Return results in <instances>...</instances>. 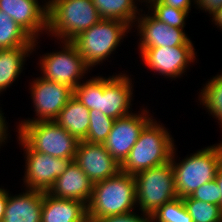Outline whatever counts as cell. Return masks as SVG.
<instances>
[{"label":"cell","instance_id":"obj_1","mask_svg":"<svg viewBox=\"0 0 222 222\" xmlns=\"http://www.w3.org/2000/svg\"><path fill=\"white\" fill-rule=\"evenodd\" d=\"M127 73H118L108 78L102 75L83 80L73 89V97L89 110L101 111L118 119L132 114L134 85Z\"/></svg>","mask_w":222,"mask_h":222},{"label":"cell","instance_id":"obj_2","mask_svg":"<svg viewBox=\"0 0 222 222\" xmlns=\"http://www.w3.org/2000/svg\"><path fill=\"white\" fill-rule=\"evenodd\" d=\"M176 150L175 146L171 163L178 197L190 196L201 185L215 180L222 163V141L186 155L182 160L176 157Z\"/></svg>","mask_w":222,"mask_h":222},{"label":"cell","instance_id":"obj_3","mask_svg":"<svg viewBox=\"0 0 222 222\" xmlns=\"http://www.w3.org/2000/svg\"><path fill=\"white\" fill-rule=\"evenodd\" d=\"M136 181L134 175L120 171L113 177L94 184L87 205L88 221L136 211Z\"/></svg>","mask_w":222,"mask_h":222},{"label":"cell","instance_id":"obj_4","mask_svg":"<svg viewBox=\"0 0 222 222\" xmlns=\"http://www.w3.org/2000/svg\"><path fill=\"white\" fill-rule=\"evenodd\" d=\"M175 146L168 128L154 118L141 131L128 157L121 164V171L135 175L164 164L171 160Z\"/></svg>","mask_w":222,"mask_h":222},{"label":"cell","instance_id":"obj_5","mask_svg":"<svg viewBox=\"0 0 222 222\" xmlns=\"http://www.w3.org/2000/svg\"><path fill=\"white\" fill-rule=\"evenodd\" d=\"M101 17L92 0H48L47 35L72 41Z\"/></svg>","mask_w":222,"mask_h":222},{"label":"cell","instance_id":"obj_6","mask_svg":"<svg viewBox=\"0 0 222 222\" xmlns=\"http://www.w3.org/2000/svg\"><path fill=\"white\" fill-rule=\"evenodd\" d=\"M130 32L131 28L124 22L101 19L71 42L77 47L85 64L92 70L96 65L108 60Z\"/></svg>","mask_w":222,"mask_h":222},{"label":"cell","instance_id":"obj_7","mask_svg":"<svg viewBox=\"0 0 222 222\" xmlns=\"http://www.w3.org/2000/svg\"><path fill=\"white\" fill-rule=\"evenodd\" d=\"M18 135L35 151L64 159H75L78 140L54 120L19 122Z\"/></svg>","mask_w":222,"mask_h":222},{"label":"cell","instance_id":"obj_8","mask_svg":"<svg viewBox=\"0 0 222 222\" xmlns=\"http://www.w3.org/2000/svg\"><path fill=\"white\" fill-rule=\"evenodd\" d=\"M134 177L136 205L141 212L151 216L162 205L178 197L171 160L140 171Z\"/></svg>","mask_w":222,"mask_h":222},{"label":"cell","instance_id":"obj_9","mask_svg":"<svg viewBox=\"0 0 222 222\" xmlns=\"http://www.w3.org/2000/svg\"><path fill=\"white\" fill-rule=\"evenodd\" d=\"M60 50L44 53L37 63L42 78L76 88L90 68L71 41H59Z\"/></svg>","mask_w":222,"mask_h":222},{"label":"cell","instance_id":"obj_10","mask_svg":"<svg viewBox=\"0 0 222 222\" xmlns=\"http://www.w3.org/2000/svg\"><path fill=\"white\" fill-rule=\"evenodd\" d=\"M18 144L23 147L25 171L23 184L26 189L48 192L56 179L63 174L74 159L53 157L33 150L19 135Z\"/></svg>","mask_w":222,"mask_h":222},{"label":"cell","instance_id":"obj_11","mask_svg":"<svg viewBox=\"0 0 222 222\" xmlns=\"http://www.w3.org/2000/svg\"><path fill=\"white\" fill-rule=\"evenodd\" d=\"M35 116L20 122L55 120L63 107L73 97V89L67 85L36 77L29 84Z\"/></svg>","mask_w":222,"mask_h":222},{"label":"cell","instance_id":"obj_12","mask_svg":"<svg viewBox=\"0 0 222 222\" xmlns=\"http://www.w3.org/2000/svg\"><path fill=\"white\" fill-rule=\"evenodd\" d=\"M195 50L194 46H161L145 48L139 55L149 70L164 76L163 78L176 80L183 77L187 69H190V64L195 62L197 56Z\"/></svg>","mask_w":222,"mask_h":222},{"label":"cell","instance_id":"obj_13","mask_svg":"<svg viewBox=\"0 0 222 222\" xmlns=\"http://www.w3.org/2000/svg\"><path fill=\"white\" fill-rule=\"evenodd\" d=\"M149 110L132 113L115 119L108 137L103 142L111 156L121 165L128 157L131 148L137 142L141 131L154 118Z\"/></svg>","mask_w":222,"mask_h":222},{"label":"cell","instance_id":"obj_14","mask_svg":"<svg viewBox=\"0 0 222 222\" xmlns=\"http://www.w3.org/2000/svg\"><path fill=\"white\" fill-rule=\"evenodd\" d=\"M135 29L139 36L138 49L141 53L145 48L194 46L185 29L174 28L157 20L149 11L143 9L136 18Z\"/></svg>","mask_w":222,"mask_h":222},{"label":"cell","instance_id":"obj_15","mask_svg":"<svg viewBox=\"0 0 222 222\" xmlns=\"http://www.w3.org/2000/svg\"><path fill=\"white\" fill-rule=\"evenodd\" d=\"M74 162L94 184L121 171V165L111 156L103 143L79 141Z\"/></svg>","mask_w":222,"mask_h":222},{"label":"cell","instance_id":"obj_16","mask_svg":"<svg viewBox=\"0 0 222 222\" xmlns=\"http://www.w3.org/2000/svg\"><path fill=\"white\" fill-rule=\"evenodd\" d=\"M43 1L41 4L39 0H0V11L36 40L40 39V35L47 34L48 1Z\"/></svg>","mask_w":222,"mask_h":222},{"label":"cell","instance_id":"obj_17","mask_svg":"<svg viewBox=\"0 0 222 222\" xmlns=\"http://www.w3.org/2000/svg\"><path fill=\"white\" fill-rule=\"evenodd\" d=\"M94 183L86 173L72 161L61 174L48 193L57 198L79 200L88 205Z\"/></svg>","mask_w":222,"mask_h":222},{"label":"cell","instance_id":"obj_18","mask_svg":"<svg viewBox=\"0 0 222 222\" xmlns=\"http://www.w3.org/2000/svg\"><path fill=\"white\" fill-rule=\"evenodd\" d=\"M13 195L8 190L3 222H41L42 191L25 189V192Z\"/></svg>","mask_w":222,"mask_h":222},{"label":"cell","instance_id":"obj_19","mask_svg":"<svg viewBox=\"0 0 222 222\" xmlns=\"http://www.w3.org/2000/svg\"><path fill=\"white\" fill-rule=\"evenodd\" d=\"M41 222H89L87 205L79 200L57 198L43 192Z\"/></svg>","mask_w":222,"mask_h":222},{"label":"cell","instance_id":"obj_20","mask_svg":"<svg viewBox=\"0 0 222 222\" xmlns=\"http://www.w3.org/2000/svg\"><path fill=\"white\" fill-rule=\"evenodd\" d=\"M38 39L34 40L33 47H15L0 49V94L13 85L14 81L25 69L26 58L36 51Z\"/></svg>","mask_w":222,"mask_h":222},{"label":"cell","instance_id":"obj_21","mask_svg":"<svg viewBox=\"0 0 222 222\" xmlns=\"http://www.w3.org/2000/svg\"><path fill=\"white\" fill-rule=\"evenodd\" d=\"M54 121L78 141H84L90 125L89 109L72 97Z\"/></svg>","mask_w":222,"mask_h":222},{"label":"cell","instance_id":"obj_22","mask_svg":"<svg viewBox=\"0 0 222 222\" xmlns=\"http://www.w3.org/2000/svg\"><path fill=\"white\" fill-rule=\"evenodd\" d=\"M101 19L119 20L126 23L131 29L136 18L142 11L137 6L140 0H92Z\"/></svg>","mask_w":222,"mask_h":222},{"label":"cell","instance_id":"obj_23","mask_svg":"<svg viewBox=\"0 0 222 222\" xmlns=\"http://www.w3.org/2000/svg\"><path fill=\"white\" fill-rule=\"evenodd\" d=\"M34 39L10 16L0 11V49L33 47Z\"/></svg>","mask_w":222,"mask_h":222},{"label":"cell","instance_id":"obj_24","mask_svg":"<svg viewBox=\"0 0 222 222\" xmlns=\"http://www.w3.org/2000/svg\"><path fill=\"white\" fill-rule=\"evenodd\" d=\"M198 101L209 114L215 118L222 130V73L212 76L198 95Z\"/></svg>","mask_w":222,"mask_h":222},{"label":"cell","instance_id":"obj_25","mask_svg":"<svg viewBox=\"0 0 222 222\" xmlns=\"http://www.w3.org/2000/svg\"><path fill=\"white\" fill-rule=\"evenodd\" d=\"M182 199L193 222H222L221 206L193 199L190 196Z\"/></svg>","mask_w":222,"mask_h":222},{"label":"cell","instance_id":"obj_26","mask_svg":"<svg viewBox=\"0 0 222 222\" xmlns=\"http://www.w3.org/2000/svg\"><path fill=\"white\" fill-rule=\"evenodd\" d=\"M151 222H193L189 215L183 199L177 197L176 199L165 203L158 208L150 216Z\"/></svg>","mask_w":222,"mask_h":222},{"label":"cell","instance_id":"obj_27","mask_svg":"<svg viewBox=\"0 0 222 222\" xmlns=\"http://www.w3.org/2000/svg\"><path fill=\"white\" fill-rule=\"evenodd\" d=\"M146 8L157 20L174 28L184 29L189 18L188 12L163 5L159 0L152 1Z\"/></svg>","mask_w":222,"mask_h":222},{"label":"cell","instance_id":"obj_28","mask_svg":"<svg viewBox=\"0 0 222 222\" xmlns=\"http://www.w3.org/2000/svg\"><path fill=\"white\" fill-rule=\"evenodd\" d=\"M90 125L86 139L91 143H103L110 133L115 119L95 109L89 110Z\"/></svg>","mask_w":222,"mask_h":222},{"label":"cell","instance_id":"obj_29","mask_svg":"<svg viewBox=\"0 0 222 222\" xmlns=\"http://www.w3.org/2000/svg\"><path fill=\"white\" fill-rule=\"evenodd\" d=\"M190 197L221 206V190L219 189L216 180L201 185L190 195Z\"/></svg>","mask_w":222,"mask_h":222},{"label":"cell","instance_id":"obj_30","mask_svg":"<svg viewBox=\"0 0 222 222\" xmlns=\"http://www.w3.org/2000/svg\"><path fill=\"white\" fill-rule=\"evenodd\" d=\"M93 222H151L150 215L141 212L140 215L135 211L121 214V215H111L103 218L95 219Z\"/></svg>","mask_w":222,"mask_h":222},{"label":"cell","instance_id":"obj_31","mask_svg":"<svg viewBox=\"0 0 222 222\" xmlns=\"http://www.w3.org/2000/svg\"><path fill=\"white\" fill-rule=\"evenodd\" d=\"M195 8L208 12L212 16L220 7H222V0H195Z\"/></svg>","mask_w":222,"mask_h":222},{"label":"cell","instance_id":"obj_32","mask_svg":"<svg viewBox=\"0 0 222 222\" xmlns=\"http://www.w3.org/2000/svg\"><path fill=\"white\" fill-rule=\"evenodd\" d=\"M163 5H168L173 8L191 12V7L195 5V0H159ZM193 2V3H192ZM193 4V5H192Z\"/></svg>","mask_w":222,"mask_h":222},{"label":"cell","instance_id":"obj_33","mask_svg":"<svg viewBox=\"0 0 222 222\" xmlns=\"http://www.w3.org/2000/svg\"><path fill=\"white\" fill-rule=\"evenodd\" d=\"M2 108L0 107V149L3 144H6L8 141V137L10 138V133H8V123L6 121V117H4Z\"/></svg>","mask_w":222,"mask_h":222},{"label":"cell","instance_id":"obj_34","mask_svg":"<svg viewBox=\"0 0 222 222\" xmlns=\"http://www.w3.org/2000/svg\"><path fill=\"white\" fill-rule=\"evenodd\" d=\"M8 201V190L0 187V222H3L5 207Z\"/></svg>","mask_w":222,"mask_h":222},{"label":"cell","instance_id":"obj_35","mask_svg":"<svg viewBox=\"0 0 222 222\" xmlns=\"http://www.w3.org/2000/svg\"><path fill=\"white\" fill-rule=\"evenodd\" d=\"M211 21L219 30L222 31V7H220L212 16Z\"/></svg>","mask_w":222,"mask_h":222},{"label":"cell","instance_id":"obj_36","mask_svg":"<svg viewBox=\"0 0 222 222\" xmlns=\"http://www.w3.org/2000/svg\"><path fill=\"white\" fill-rule=\"evenodd\" d=\"M215 180L218 184L219 189L221 190V207H222V163L219 166Z\"/></svg>","mask_w":222,"mask_h":222},{"label":"cell","instance_id":"obj_37","mask_svg":"<svg viewBox=\"0 0 222 222\" xmlns=\"http://www.w3.org/2000/svg\"><path fill=\"white\" fill-rule=\"evenodd\" d=\"M152 1H155V0H141L140 4L142 5V3L144 2L145 4H143V5L146 6V4L148 5V4H150Z\"/></svg>","mask_w":222,"mask_h":222}]
</instances>
